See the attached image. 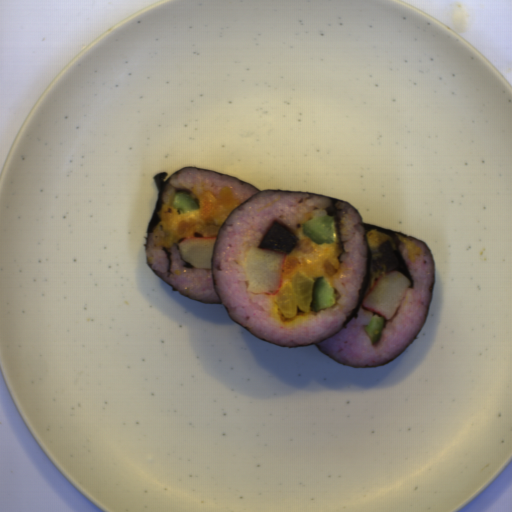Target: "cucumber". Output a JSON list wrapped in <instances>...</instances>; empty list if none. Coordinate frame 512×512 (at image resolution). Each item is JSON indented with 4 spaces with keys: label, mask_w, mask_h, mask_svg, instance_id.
<instances>
[{
    "label": "cucumber",
    "mask_w": 512,
    "mask_h": 512,
    "mask_svg": "<svg viewBox=\"0 0 512 512\" xmlns=\"http://www.w3.org/2000/svg\"><path fill=\"white\" fill-rule=\"evenodd\" d=\"M337 304V295L334 287L324 276H318L312 285V299L310 309L313 312L333 307Z\"/></svg>",
    "instance_id": "cucumber-2"
},
{
    "label": "cucumber",
    "mask_w": 512,
    "mask_h": 512,
    "mask_svg": "<svg viewBox=\"0 0 512 512\" xmlns=\"http://www.w3.org/2000/svg\"><path fill=\"white\" fill-rule=\"evenodd\" d=\"M303 232L318 245H335L336 225L332 216L314 215L302 227Z\"/></svg>",
    "instance_id": "cucumber-1"
},
{
    "label": "cucumber",
    "mask_w": 512,
    "mask_h": 512,
    "mask_svg": "<svg viewBox=\"0 0 512 512\" xmlns=\"http://www.w3.org/2000/svg\"><path fill=\"white\" fill-rule=\"evenodd\" d=\"M385 327V317L381 315L373 314L369 323L367 324L365 330L370 338L372 345H375L378 341L381 340L382 331Z\"/></svg>",
    "instance_id": "cucumber-4"
},
{
    "label": "cucumber",
    "mask_w": 512,
    "mask_h": 512,
    "mask_svg": "<svg viewBox=\"0 0 512 512\" xmlns=\"http://www.w3.org/2000/svg\"><path fill=\"white\" fill-rule=\"evenodd\" d=\"M171 205L180 216L200 209V203L190 189L177 188Z\"/></svg>",
    "instance_id": "cucumber-3"
}]
</instances>
